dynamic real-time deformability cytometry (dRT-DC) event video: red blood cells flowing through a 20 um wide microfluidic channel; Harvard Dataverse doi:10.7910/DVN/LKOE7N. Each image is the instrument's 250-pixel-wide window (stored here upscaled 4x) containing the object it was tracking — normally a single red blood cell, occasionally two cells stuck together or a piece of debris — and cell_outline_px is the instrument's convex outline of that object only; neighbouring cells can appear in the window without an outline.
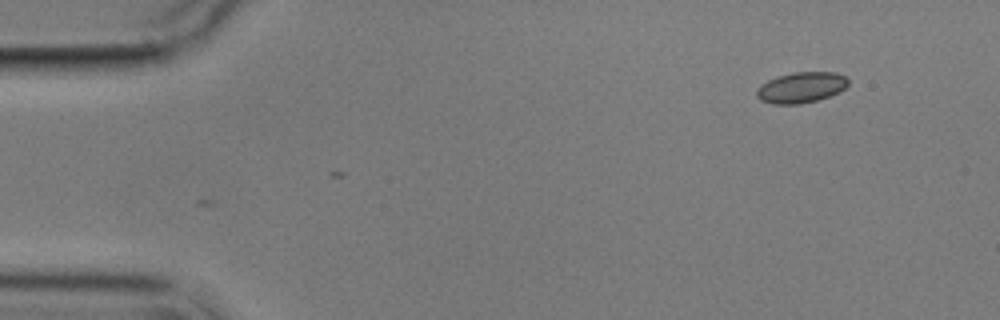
{"species": "common noctule bat (a hibernating species)", "species_latin": "Nyctalus noctula", "temperature_condition": "cold", "stored_images_in_passage": 5, "camera_frame_rate_fps": 3000, "um_per_image_px": 0.085, "animal": {"sex": "male", "body_mass_g": 17.9}, "frame": {"image": 1, "passage_image": 1, "time_ms": 0.0, "image_size_px": [1000, 320], "cell_outline_px": [[848, 84], [840, 92], [816, 100], [800, 104], [772, 104], [760, 100], [756, 96], [756, 88], [760, 84], [776, 76], [796, 72], [836, 72], [844, 76], [848, 80]], "centroid_in_image_um": [68.06, 7.43], "position_along_channel_um": 16.9, "area_um2": 16.47}}